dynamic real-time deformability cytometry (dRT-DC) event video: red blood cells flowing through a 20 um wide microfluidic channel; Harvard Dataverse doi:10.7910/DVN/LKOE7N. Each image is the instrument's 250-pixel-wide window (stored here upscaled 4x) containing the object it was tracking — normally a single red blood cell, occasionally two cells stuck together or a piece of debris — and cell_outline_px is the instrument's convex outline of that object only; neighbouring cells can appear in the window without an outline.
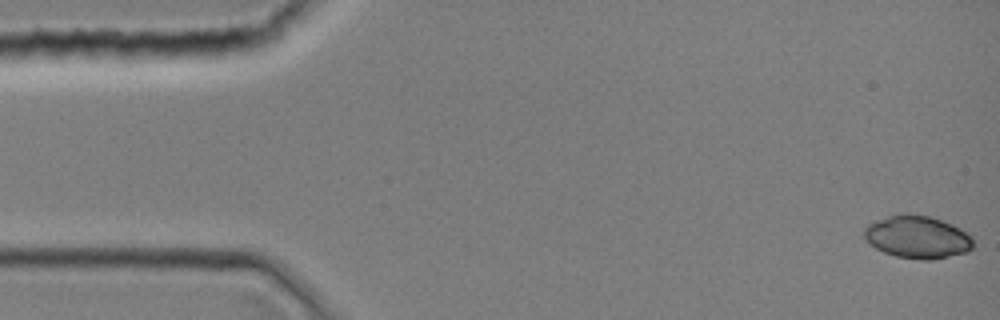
{"species": "common noctule bat (a hibernating species)", "species_latin": "Nyctalus noctula", "temperature_condition": "room temperature", "stored_images_in_passage": 11, "camera_frame_rate_fps": 3000, "um_per_image_px": 0.085, "animal": {"sex": "female", "body_mass_g": 19.0, "forearm_length_mm": 51.5}, "frame": {"image": 1, "passage_image": 1, "time_ms": 0.0, "image_size_px": [1000, 320], "cell_outline_px": [[972, 248], [968, 252], [932, 260], [920, 260], [896, 256], [884, 252], [876, 248], [864, 236], [864, 228], [868, 224], [876, 220], [900, 212], [908, 212], [928, 216], [952, 224], [960, 228], [972, 236]], "centroid_in_image_um": [77.98, 20.13], "position_along_channel_um": 7.0, "area_um2": 27.22}}
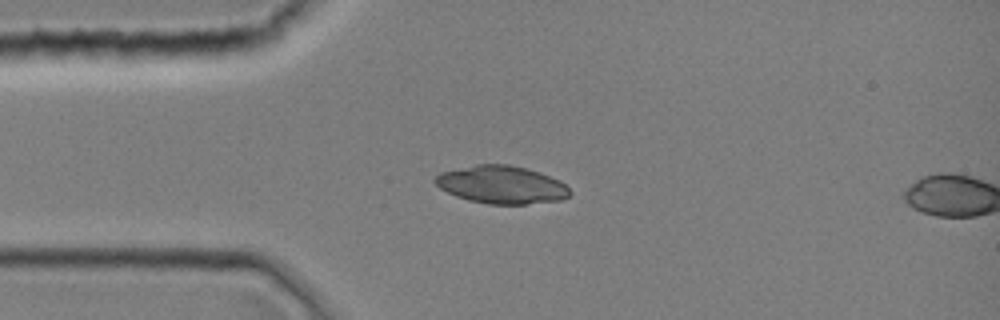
{"frame": {"image": 2, "passage_image": 10, "time_ms": 3.0, "image_size_px": [1000, 320], "cell_outline_px": [[572, 192], [568, 196], [560, 200], [524, 204], [488, 204], [468, 200], [456, 196], [440, 188], [432, 180], [440, 172], [476, 164], [508, 164], [528, 168], [540, 172], [560, 180]], "centroid_in_image_um": [42.62, 15.69], "position_along_channel_um": 42.4, "area_um2": 29.77}}